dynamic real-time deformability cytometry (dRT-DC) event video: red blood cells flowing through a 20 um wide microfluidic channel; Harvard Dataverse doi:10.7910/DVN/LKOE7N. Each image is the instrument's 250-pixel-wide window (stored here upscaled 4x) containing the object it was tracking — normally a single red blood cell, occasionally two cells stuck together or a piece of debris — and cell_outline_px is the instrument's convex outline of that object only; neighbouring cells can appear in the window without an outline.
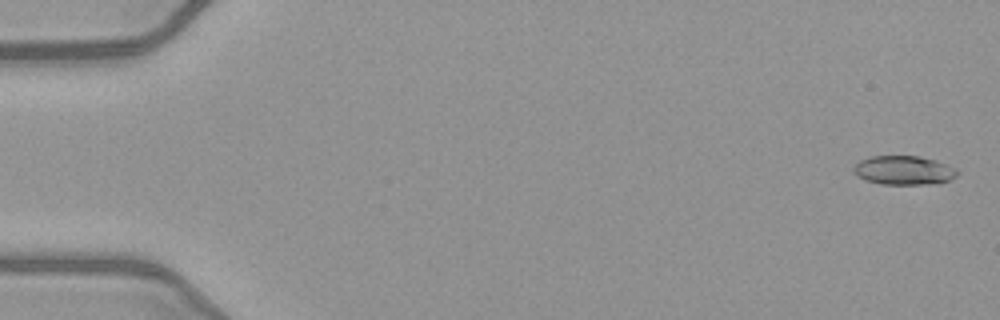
{"species": "common noctule bat (a hibernating species)", "species_latin": "Nyctalus noctula", "temperature_condition": "warm", "stored_images_in_passage": 52, "camera_frame_rate_fps": 3000, "um_per_image_px": 0.085, "animal": {"sex": "female", "body_mass_g": 21.9}, "frame": {"image": 1, "passage_image": 2, "time_ms": 0.333, "image_size_px": [1000, 320], "cell_outline_px": [[960, 172], [956, 176], [948, 180], [936, 184], [880, 184], [864, 180], [856, 176], [852, 168], [860, 160], [872, 156], [920, 156], [936, 160], [948, 164], [956, 168]], "centroid_in_image_um": [76.83, 14.48], "position_along_channel_um": 8.2, "area_um2": 17.74}}
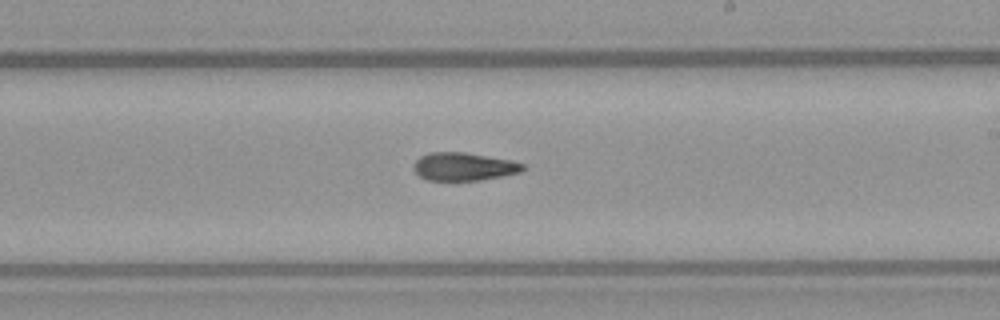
{"frame": {"image": 2, "passage_image": 31, "time_ms": 10.0, "image_size_px": [1000, 320], "cell_outline_px": [[524, 168], [520, 172], [480, 180], [428, 180], [420, 176], [412, 168], [412, 164], [420, 156], [428, 152], [464, 152], [512, 160], [524, 164]], "centroid_in_image_um": [39.38, 14.15], "position_along_channel_um": 249.6, "area_um2": 17.8}}
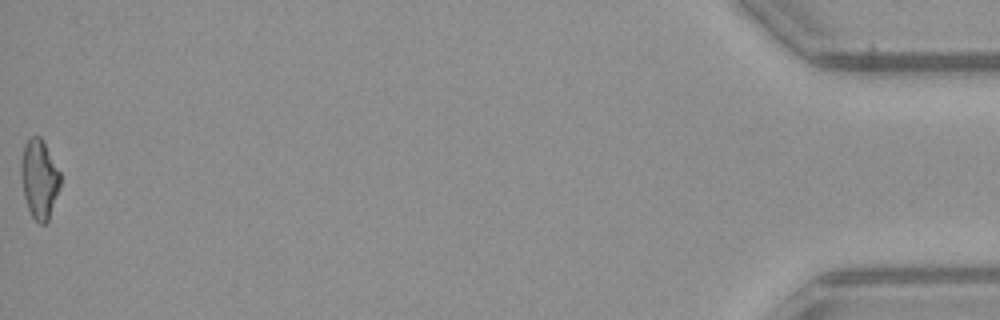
{"frame": {"image": 3, "passage_image": 52, "time_ms": 17.0, "image_size_px": [1000, 320], "cell_outline_px": [[60, 188], [48, 220], [44, 224], [40, 224], [32, 216], [28, 208], [24, 196], [20, 176], [20, 164], [24, 144], [32, 136], [40, 136], [60, 172]], "centroid_in_image_um": [3.33, 15.22], "position_along_channel_um": 431.9, "area_um2": 17.98}, "authors_computed_cell_mechanics": {"area_um2": 18.2648, "velocity_mm_per_s": 4.066, "shape_relaxation_time_tau1_ms": null, "shape_relaxation_time_tau2_ms": 5.8901, "deformation_change_tau1": null, "deformation_change_tau2": 0.1638}}